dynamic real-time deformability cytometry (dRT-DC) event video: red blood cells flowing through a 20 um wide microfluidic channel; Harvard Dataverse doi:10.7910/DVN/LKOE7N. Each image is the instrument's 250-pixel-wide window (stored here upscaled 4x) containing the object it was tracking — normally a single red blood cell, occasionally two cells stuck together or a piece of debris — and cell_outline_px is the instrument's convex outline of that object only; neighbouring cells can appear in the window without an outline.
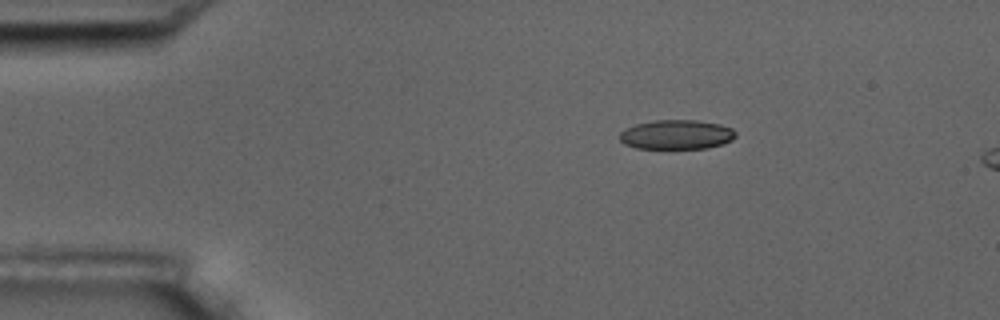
{"species": "common noctule bat (a hibernating species)", "species_latin": "Nyctalus noctula", "temperature_condition": "room temperature", "stored_images_in_passage": 4, "camera_frame_rate_fps": 3000, "um_per_image_px": 0.085, "animal": {"sex": "male", "body_mass_g": 17.5, "forearm_length_mm": 52.3}, "frame": {"image": 1, "passage_image": 2, "time_ms": 1.0, "image_size_px": [1000, 320], "cell_outline_px": [[736, 136], [732, 140], [724, 144], [708, 148], [636, 148], [624, 144], [620, 140], [620, 132], [624, 128], [636, 124], [652, 120], [696, 120], [720, 124], [732, 128], [736, 132]], "centroid_in_image_um": [57.51, 11.43], "position_along_channel_um": 27.5, "area_um2": 20.06}}